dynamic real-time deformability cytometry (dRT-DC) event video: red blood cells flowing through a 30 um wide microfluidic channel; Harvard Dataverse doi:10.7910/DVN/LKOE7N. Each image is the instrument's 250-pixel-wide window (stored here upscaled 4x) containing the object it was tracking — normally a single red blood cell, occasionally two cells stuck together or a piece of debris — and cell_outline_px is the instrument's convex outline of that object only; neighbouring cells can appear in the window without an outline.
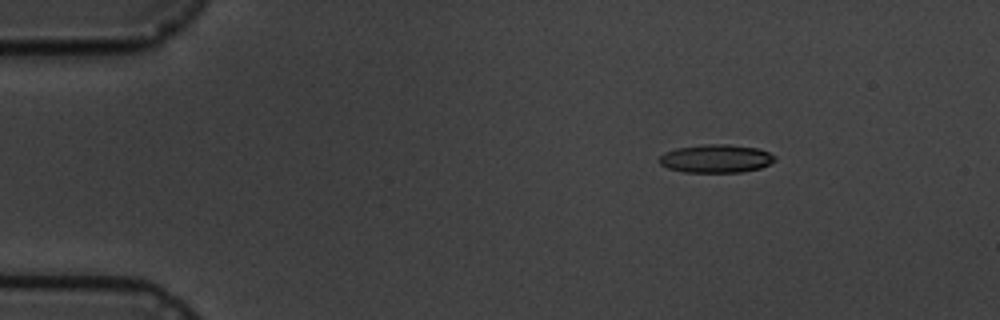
{"species": "common noctule bat (a hibernating species)", "species_latin": "Nyctalus noctula", "temperature_condition": "cold", "stored_images_in_passage": 8, "camera_frame_rate_fps": 3000, "um_per_image_px": 0.085, "animal": {"sex": "male", "body_mass_g": 19.5, "forearm_length_mm": 54.6}, "frame": {"image": 1, "passage_image": 2, "time_ms": 1.333, "image_size_px": [1000, 320], "cell_outline_px": [[776, 160], [760, 168], [740, 172], [684, 172], [668, 168], [660, 164], [660, 156], [664, 152], [676, 148], [704, 144], [728, 144], [756, 148], [768, 152], [776, 156]], "centroid_in_image_um": [60.85, 13.47], "position_along_channel_um": 24.1, "area_um2": 18.96}}
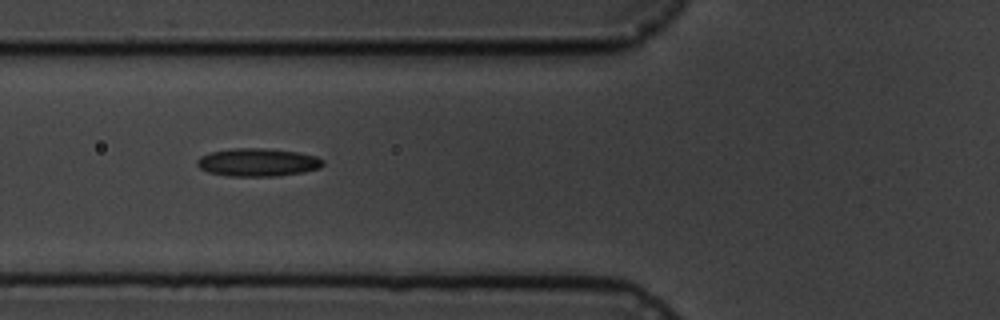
{"frame": {"image": 2, "passage_image": 6, "time_ms": 5.667, "image_size_px": [1000, 320], "cell_outline_px": [[324, 164], [320, 168], [304, 172], [280, 176], [228, 176], [208, 172], [200, 168], [196, 164], [196, 160], [200, 156], [208, 152], [236, 148], [264, 148], [296, 152], [316, 156], [324, 160]], "centroid_in_image_um": [21.9, 13.8], "position_along_channel_um": 103.9, "area_um2": 20.69}}
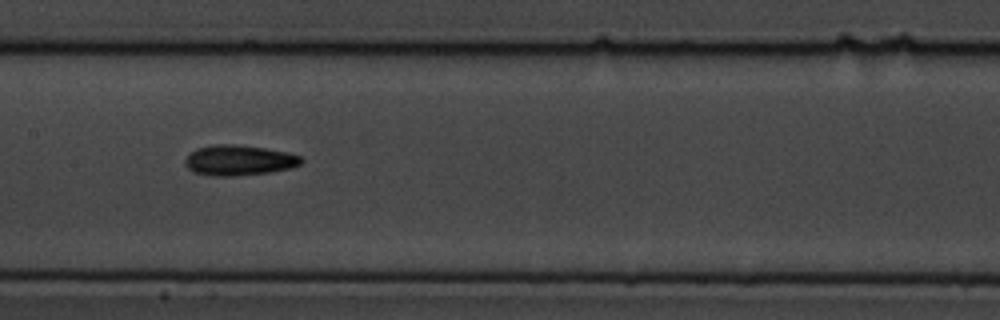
{"frame": {"image": 3, "passage_image": 8, "time_ms": 8.0, "image_size_px": [1000, 320], "cell_outline_px": [[304, 160], [300, 164], [292, 168], [268, 172], [236, 176], [212, 176], [192, 172], [184, 164], [184, 160], [192, 152], [200, 148], [216, 144], [232, 144], [264, 148], [288, 152], [300, 156]], "centroid_in_image_um": [20.32, 13.63], "position_along_channel_um": 187.1, "area_um2": 20.46}}